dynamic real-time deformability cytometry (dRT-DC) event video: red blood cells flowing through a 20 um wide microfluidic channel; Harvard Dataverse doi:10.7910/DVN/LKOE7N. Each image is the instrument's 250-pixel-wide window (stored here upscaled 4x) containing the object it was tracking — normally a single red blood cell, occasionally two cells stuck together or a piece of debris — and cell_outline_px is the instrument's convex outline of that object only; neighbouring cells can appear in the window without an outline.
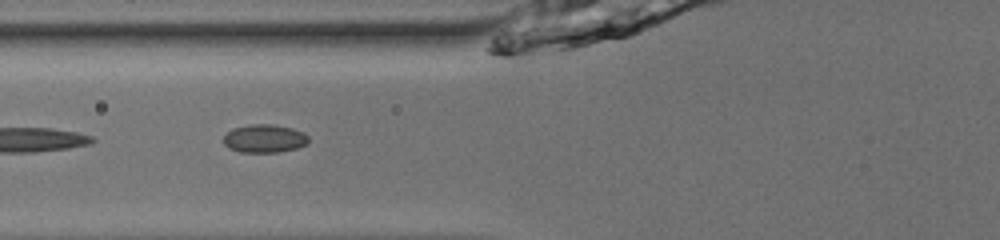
{"species": "common noctule bat (a hibernating species)", "species_latin": "Nyctalus noctula", "temperature_condition": "room temperature", "stored_images_in_passage": 17, "camera_frame_rate_fps": 3000, "um_per_image_px": 0.085, "animal": {"sex": "male", "body_mass_g": 13.0, "forearm_length_mm": 53.1}, "frame": {"image": 1, "passage_image": 8, "time_ms": 2.333, "image_size_px": [1000, 240], "cell_outline_px": [[308, 144], [296, 148], [280, 152], [240, 152], [228, 148], [224, 144], [224, 136], [232, 128], [248, 124], [272, 124], [292, 128], [304, 132], [308, 136]], "centroid_in_image_um": [22.48, 11.77], "position_along_channel_um": 103.3, "area_um2": 14.1}}